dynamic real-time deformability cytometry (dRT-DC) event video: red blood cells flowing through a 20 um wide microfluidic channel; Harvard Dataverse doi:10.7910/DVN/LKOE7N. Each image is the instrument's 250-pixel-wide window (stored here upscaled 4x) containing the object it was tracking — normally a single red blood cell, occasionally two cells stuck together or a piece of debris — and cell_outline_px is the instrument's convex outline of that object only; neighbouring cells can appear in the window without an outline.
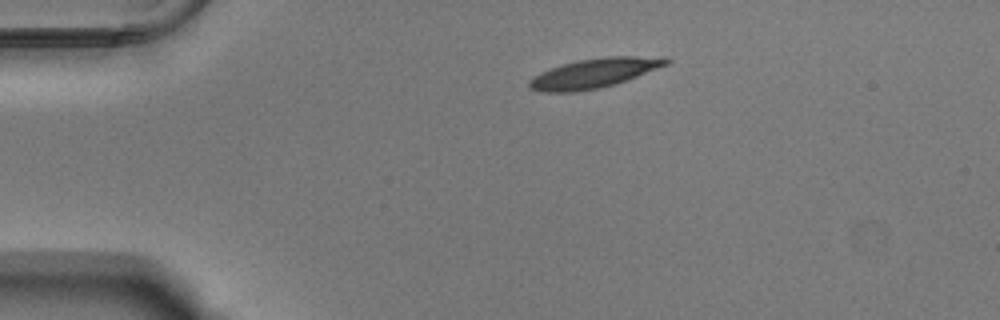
{"species": "Egyptian fruit bat (a non-hibernating species)", "species_latin": "Rousettus aegyptiacus", "temperature_condition": "warm", "stored_images_in_passage": 44, "camera_frame_rate_fps": 3000, "um_per_image_px": 0.085, "animal": {"sex": "male"}, "frame": {"image": 1, "passage_image": 1, "time_ms": 0.0, "image_size_px": [1000, 320], "cell_outline_px": [[672, 60], [668, 64], [636, 76], [600, 88], [576, 92], [544, 92], [528, 88], [528, 80], [540, 72], [560, 64], [580, 60], [604, 56], [668, 56]], "centroid_in_image_um": [50.5, 6.2], "position_along_channel_um": 34.5, "area_um2": 23.58}}
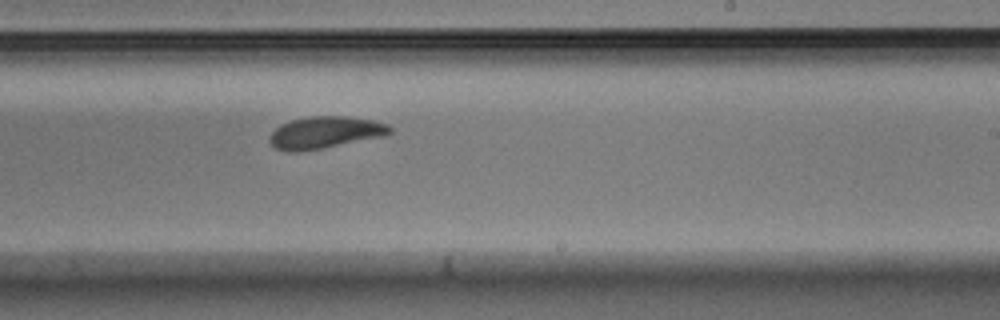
{"frame": {"image": 2, "passage_image": 23, "time_ms": 7.333, "image_size_px": [1000, 320], "cell_outline_px": [[392, 132], [384, 136], [320, 148], [296, 152], [288, 152], [276, 148], [268, 140], [268, 136], [280, 124], [292, 120], [308, 116], [344, 116], [372, 120], [388, 124], [392, 128]], "centroid_in_image_um": [27.61, 11.25], "position_along_channel_um": 261.4, "area_um2": 22.25}}
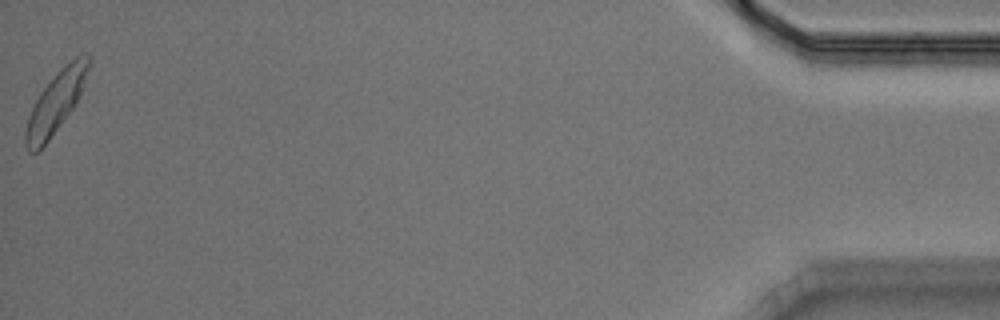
{"frame": {"image": 3, "passage_image": 44, "time_ms": 14.333, "image_size_px": [1000, 320], "cell_outline_px": [[92, 60], [76, 104], [48, 140], [36, 152], [28, 152], [24, 140], [24, 132], [28, 116], [40, 92], [60, 68], [80, 52], [88, 52], [92, 56]], "centroid_in_image_um": [4.77, 8.62], "position_along_channel_um": 430.4, "area_um2": 22.43}, "authors_computed_cell_mechanics": {"area_um2": 22.253, "velocity_mm_per_s": 3.7338, "shape_relaxation_time_tau1_ms": 4.0406, "shape_relaxation_time_tau2_ms": 2.8937, "deformation_change_tau1": 0.1643, "deformation_change_tau2": 0.0951}}